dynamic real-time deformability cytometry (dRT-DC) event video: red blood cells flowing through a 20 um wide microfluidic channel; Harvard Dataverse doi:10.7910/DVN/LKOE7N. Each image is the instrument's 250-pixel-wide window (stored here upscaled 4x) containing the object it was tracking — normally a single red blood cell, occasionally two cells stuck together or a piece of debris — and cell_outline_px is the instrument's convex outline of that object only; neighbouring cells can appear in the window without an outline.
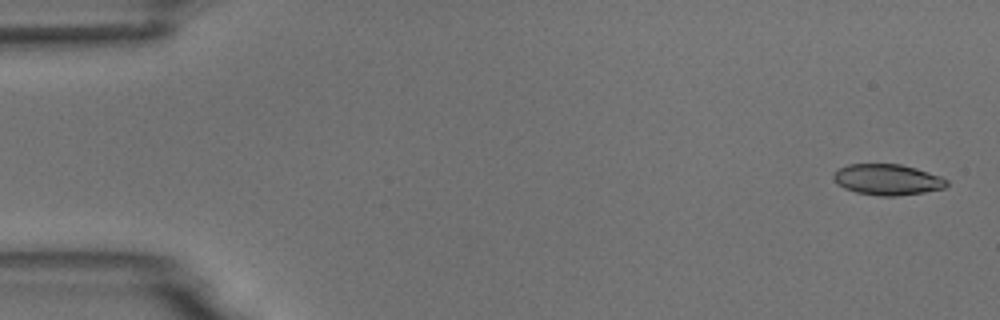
{"species": "common noctule bat (a hibernating species)", "species_latin": "Nyctalus noctula", "temperature_condition": "room temperature", "stored_images_in_passage": 5, "camera_frame_rate_fps": 3000, "um_per_image_px": 0.085, "animal": {"sex": "male", "body_mass_g": 18.8}, "frame": {"image": 1, "passage_image": 1, "time_ms": 0.0, "image_size_px": [1000, 320], "cell_outline_px": [[948, 184], [944, 188], [924, 192], [896, 196], [880, 196], [856, 192], [844, 188], [836, 184], [832, 176], [840, 168], [848, 164], [900, 164], [916, 168], [940, 176], [948, 180]], "centroid_in_image_um": [75.43, 15.27], "position_along_channel_um": 9.6, "area_um2": 20.35}}
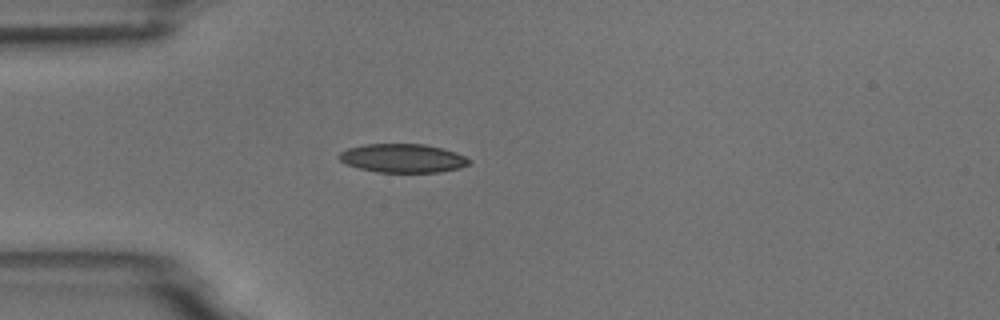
{"frame": {"image": 2, "passage_image": 4, "time_ms": 4.333, "image_size_px": [1000, 320], "cell_outline_px": [[472, 160], [468, 164], [460, 168], [440, 172], [376, 172], [360, 168], [348, 164], [340, 160], [336, 156], [340, 152], [348, 148], [364, 144], [424, 144], [456, 152]], "centroid_in_image_um": [34.23, 13.45], "position_along_channel_um": 50.8, "area_um2": 21.68}}